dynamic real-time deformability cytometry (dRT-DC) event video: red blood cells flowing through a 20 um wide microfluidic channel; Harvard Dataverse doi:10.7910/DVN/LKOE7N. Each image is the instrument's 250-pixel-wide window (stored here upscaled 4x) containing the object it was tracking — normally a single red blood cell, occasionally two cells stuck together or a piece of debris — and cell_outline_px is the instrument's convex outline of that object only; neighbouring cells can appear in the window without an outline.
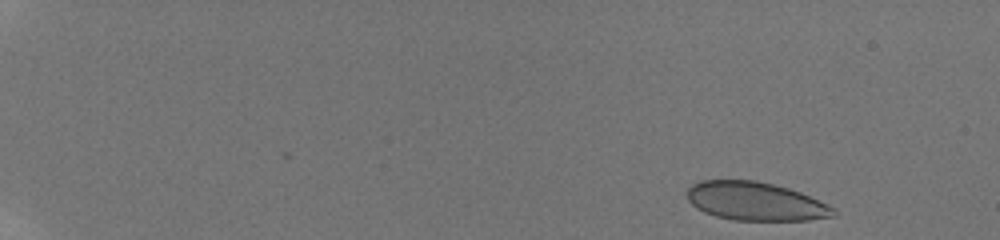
{"species": "human", "species_latin": "Homo sapiens", "temperature_condition": "room temperature", "stored_images_in_passage": 52, "camera_frame_rate_fps": 3000, "um_per_image_px": 0.085, "donor": {"sex": "male"}, "frame": {"image": 1, "passage_image": 2, "time_ms": 0.333, "image_size_px": [1000, 240], "cell_outline_px": [[836, 216], [808, 220], [732, 220], [716, 216], [704, 212], [696, 208], [688, 200], [688, 188], [692, 184], [700, 180], [756, 180], [788, 188], [800, 192], [836, 208]], "centroid_in_image_um": [64.22, 17.11], "position_along_channel_um": 20.8, "area_um2": 32.83}}
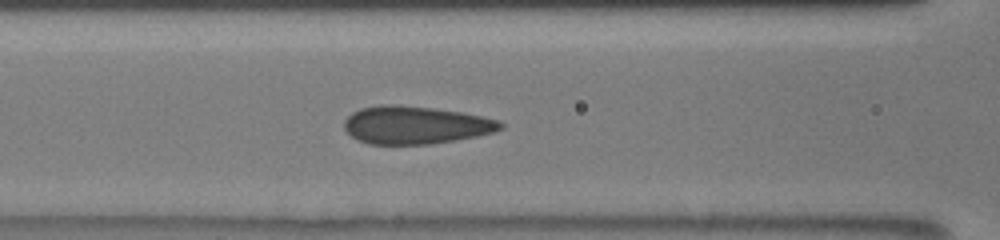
{"frame": {"image": 2, "passage_image": 24, "time_ms": 7.667, "image_size_px": [1000, 240], "cell_outline_px": [[504, 128], [496, 132], [476, 136], [432, 144], [368, 144], [356, 140], [344, 128], [344, 120], [352, 112], [360, 108], [380, 104], [396, 104], [432, 108], [460, 112], [500, 120], [504, 124]], "centroid_in_image_um": [35.31, 10.63], "position_along_channel_um": 131.3, "area_um2": 34.62}}
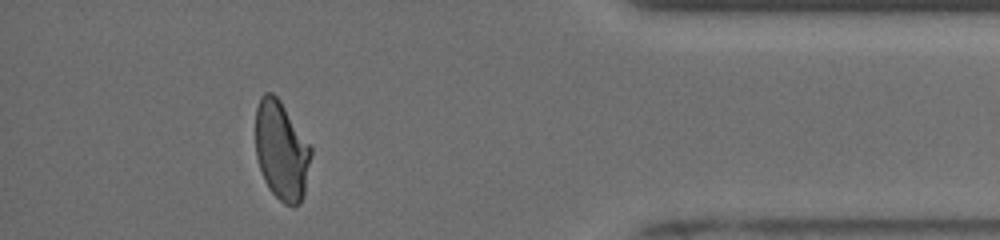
{"frame": {"image": 3, "passage_image": 48, "time_ms": 15.667, "image_size_px": [1000, 240], "cell_outline_px": [[312, 152], [304, 196], [300, 204], [292, 208], [284, 204], [268, 188], [264, 180], [256, 156], [256, 108], [260, 96], [264, 92], [272, 92], [280, 100], [312, 148]], "centroid_in_image_um": [23.93, 12.83], "position_along_channel_um": 411.3, "area_um2": 32.14}, "authors_computed_cell_mechanics": {"area_um2": 33.8708, "velocity_mm_per_s": 3.8528, "shape_relaxation_time_tau1_ms": null, "shape_relaxation_time_tau2_ms": 0.7079, "deformation_change_tau1": null, "deformation_change_tau2": 0.0621}}